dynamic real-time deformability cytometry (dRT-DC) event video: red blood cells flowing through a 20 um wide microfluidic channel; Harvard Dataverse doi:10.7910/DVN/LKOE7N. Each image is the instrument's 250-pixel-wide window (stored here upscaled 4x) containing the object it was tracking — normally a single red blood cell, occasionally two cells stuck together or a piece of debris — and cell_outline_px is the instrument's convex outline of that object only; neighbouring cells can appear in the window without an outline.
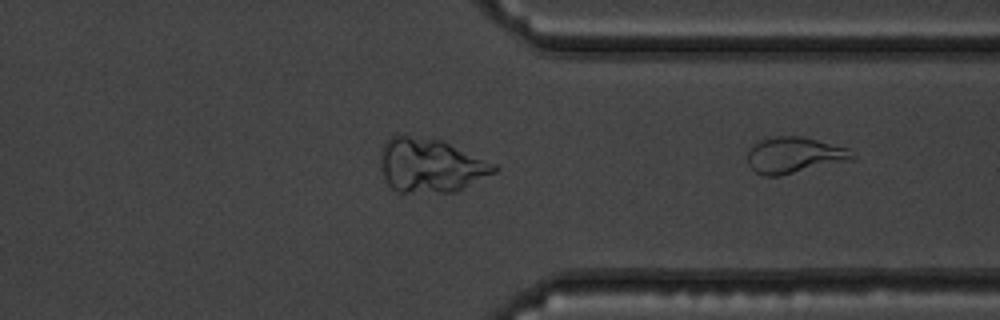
{"species": "common noctule bat (a hibernating species)", "species_latin": "Nyctalus noctula", "temperature_condition": "warm", "stored_images_in_passage": 37, "camera_frame_rate_fps": 3000, "um_per_image_px": 0.085, "animal": {"sex": "male", "body_mass_g": 19.5, "forearm_length_mm": 54.6}, "frame": {"image": 1, "passage_image": 37, "time_ms": 12.0, "image_size_px": [1000, 320], "cell_outline_px": [[856, 156], [852, 160], [780, 176], [764, 176], [756, 172], [748, 164], [748, 152], [760, 140], [776, 136], [800, 136], [848, 148]], "centroid_in_image_um": [67.53, 13.2], "position_along_channel_um": 343.9, "area_um2": 21.85}}